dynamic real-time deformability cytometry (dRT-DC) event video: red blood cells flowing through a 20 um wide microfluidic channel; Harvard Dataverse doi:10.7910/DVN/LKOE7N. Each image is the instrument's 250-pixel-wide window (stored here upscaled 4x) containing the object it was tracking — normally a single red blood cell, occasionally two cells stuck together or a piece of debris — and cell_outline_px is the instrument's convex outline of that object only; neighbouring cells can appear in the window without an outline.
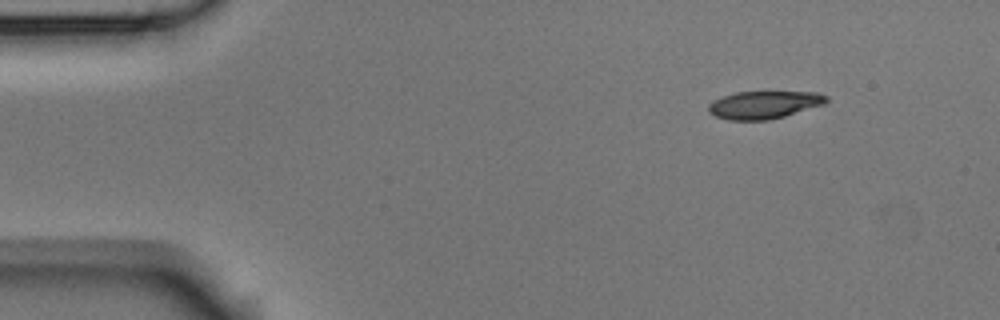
{"species": "Egyptian fruit bat (a non-hibernating species)", "species_latin": "Rousettus aegyptiacus", "temperature_condition": "room temperature", "stored_images_in_passage": 5, "camera_frame_rate_fps": 3000, "um_per_image_px": 0.085, "animal": {"sex": "male"}, "frame": {"image": 1, "passage_image": 1, "time_ms": 0.0, "image_size_px": [1000, 320], "cell_outline_px": [[828, 100], [824, 104], [784, 116], [768, 120], [728, 120], [716, 116], [708, 112], [708, 104], [712, 100], [736, 92], [820, 92], [828, 96]], "centroid_in_image_um": [64.94, 8.9], "position_along_channel_um": 20.1, "area_um2": 19.02}}
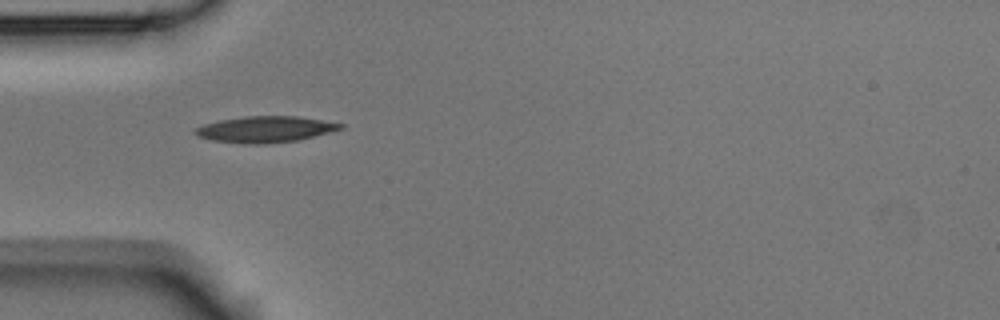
{"frame": {"image": 2, "passage_image": 4, "time_ms": 1.0, "image_size_px": [1000, 320], "cell_outline_px": [[344, 128], [296, 140], [260, 144], [248, 144], [212, 140], [196, 136], [192, 132], [196, 128], [204, 124], [220, 120], [248, 116], [296, 116], [344, 124]], "centroid_in_image_um": [22.49, 10.99], "position_along_channel_um": 62.5, "area_um2": 21.79}}
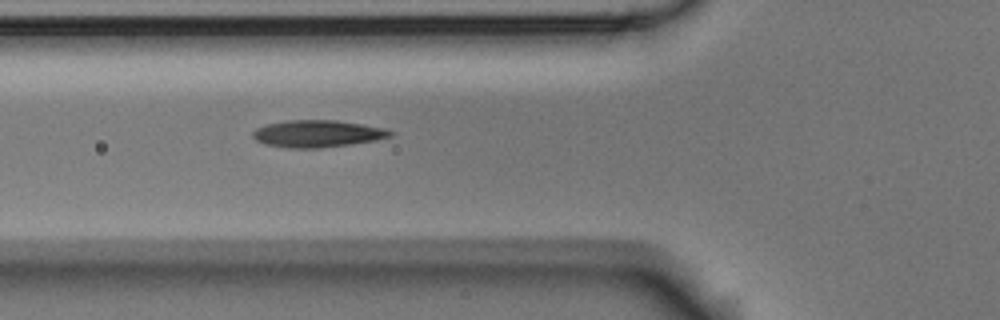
{"frame": {"image": 3, "passage_image": 5, "time_ms": 1.333, "image_size_px": [1000, 320], "cell_outline_px": [[396, 132], [392, 136], [376, 140], [352, 144], [320, 148], [288, 148], [264, 144], [256, 140], [252, 136], [252, 132], [256, 128], [264, 124], [284, 120], [336, 120], [384, 128]], "centroid_in_image_um": [26.96, 11.36], "position_along_channel_um": 98.8, "area_um2": 21.91}}